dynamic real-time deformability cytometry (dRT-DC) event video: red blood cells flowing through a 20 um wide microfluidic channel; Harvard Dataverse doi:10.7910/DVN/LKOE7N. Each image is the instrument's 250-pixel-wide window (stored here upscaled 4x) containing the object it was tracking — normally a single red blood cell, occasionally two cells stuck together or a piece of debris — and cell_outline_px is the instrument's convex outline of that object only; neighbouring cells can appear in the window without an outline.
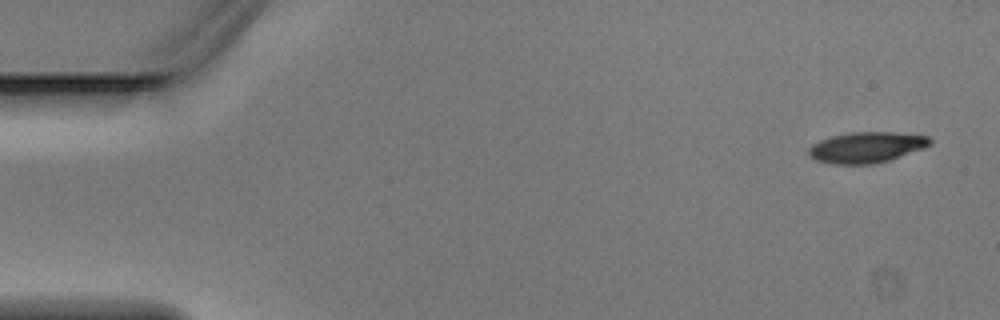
{"species": "Egyptian fruit bat (a non-hibernating species)", "species_latin": "Rousettus aegyptiacus", "temperature_condition": "warm", "stored_images_in_passage": 4, "camera_frame_rate_fps": 3000, "um_per_image_px": 0.085, "animal": {"sex": "male"}, "frame": {"image": 1, "passage_image": 1, "time_ms": 0.0, "image_size_px": [1000, 320], "cell_outline_px": [[932, 144], [924, 148], [888, 160], [872, 164], [832, 164], [816, 160], [808, 152], [808, 148], [812, 144], [820, 140], [832, 136], [848, 132], [892, 132], [928, 136], [932, 140]], "centroid_in_image_um": [73.65, 12.52], "position_along_channel_um": 11.3, "area_um2": 21.68}}
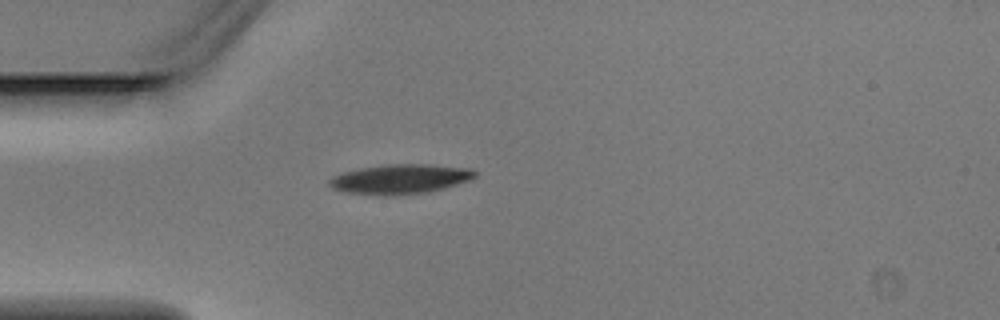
{"frame": {"image": 2, "passage_image": 4, "time_ms": 1.0, "image_size_px": [1000, 320], "cell_outline_px": [[476, 176], [468, 180], [444, 188], [428, 192], [396, 196], [384, 196], [344, 192], [332, 188], [328, 184], [328, 180], [344, 172], [360, 168], [388, 164], [424, 164], [468, 168], [476, 172]], "centroid_in_image_um": [33.98, 15.23], "position_along_channel_um": 51.0, "area_um2": 25.09}}